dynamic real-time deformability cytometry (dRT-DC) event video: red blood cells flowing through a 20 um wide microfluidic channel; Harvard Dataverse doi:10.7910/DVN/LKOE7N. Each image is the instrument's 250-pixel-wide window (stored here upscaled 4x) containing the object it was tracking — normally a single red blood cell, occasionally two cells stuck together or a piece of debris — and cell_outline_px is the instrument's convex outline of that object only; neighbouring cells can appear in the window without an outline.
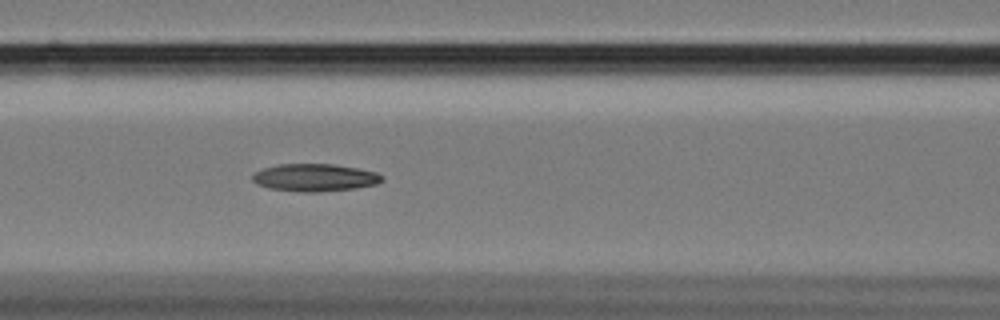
{"species": "Egyptian fruit bat (a non-hibernating species)", "species_latin": "Rousettus aegyptiacus", "temperature_condition": "cold", "stored_images_in_passage": 24, "camera_frame_rate_fps": 3000, "um_per_image_px": 0.085, "animal": {"sex": "female"}, "frame": {"image": 1, "passage_image": 14, "time_ms": 4.333, "image_size_px": [1000, 320], "cell_outline_px": [[384, 180], [376, 184], [356, 188], [316, 192], [300, 192], [268, 188], [256, 184], [252, 180], [252, 176], [256, 172], [264, 168], [280, 164], [332, 164], [356, 168], [376, 172], [384, 176]], "centroid_in_image_um": [26.76, 15.1], "position_along_channel_um": 139.8, "area_um2": 20.75}}
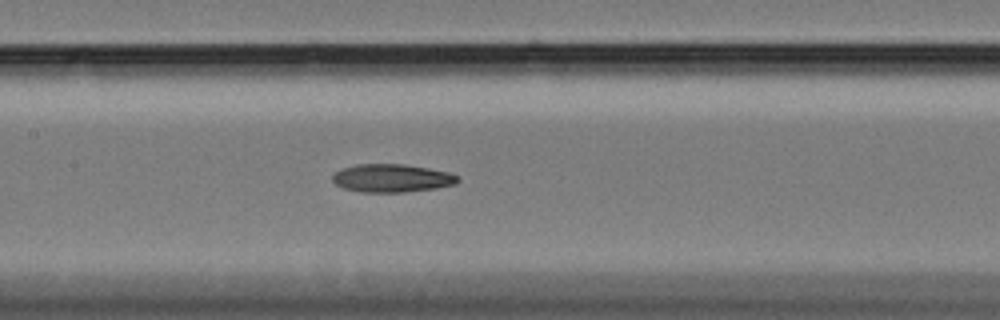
{"frame": {"image": 2, "passage_image": 17, "time_ms": 5.333, "image_size_px": [1000, 320], "cell_outline_px": [[460, 180], [456, 184], [436, 188], [404, 192], [360, 192], [344, 188], [336, 184], [332, 180], [332, 176], [340, 168], [356, 164], [404, 164], [428, 168], [448, 172], [456, 176]], "centroid_in_image_um": [33.28, 15.14], "position_along_channel_um": 174.1, "area_um2": 20.52}}